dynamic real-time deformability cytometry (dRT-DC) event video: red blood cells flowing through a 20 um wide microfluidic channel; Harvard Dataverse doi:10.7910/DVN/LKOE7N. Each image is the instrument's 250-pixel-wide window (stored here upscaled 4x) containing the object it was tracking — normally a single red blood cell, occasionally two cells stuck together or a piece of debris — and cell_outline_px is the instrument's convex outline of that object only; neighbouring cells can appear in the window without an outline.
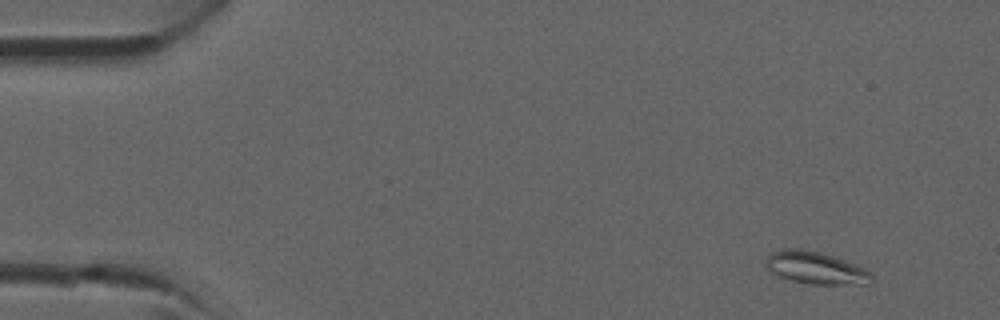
{"species": "common noctule bat (a hibernating species)", "species_latin": "Nyctalus noctula", "temperature_condition": "room temperature", "stored_images_in_passage": 40, "camera_frame_rate_fps": 3000, "um_per_image_px": 0.085, "animal": {"sex": "male", "forearm_length_mm": 52.5}, "frame": {"image": 1, "passage_image": 3, "time_ms": 0.667, "image_size_px": [1000, 320], "cell_outline_px": [[872, 280], [864, 284], [812, 284], [792, 280], [780, 276], [772, 272], [764, 264], [764, 260], [772, 252], [780, 248], [796, 248], [820, 252], [856, 264], [864, 268], [872, 276]], "centroid_in_image_um": [69.29, 22.75], "position_along_channel_um": 15.7, "area_um2": 19.71}}
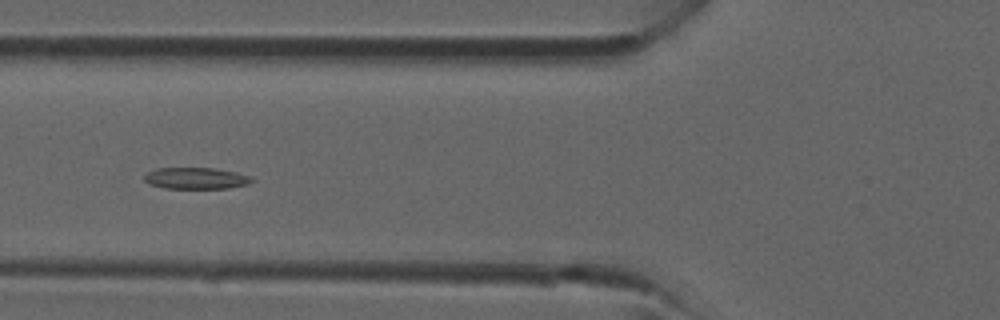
{"frame": {"image": 2, "passage_image": 15, "time_ms": 4.667, "image_size_px": [1000, 320], "cell_outline_px": [[256, 180], [248, 184], [228, 188], [164, 188], [148, 184], [144, 180], [144, 176], [148, 172], [156, 168], [216, 168], [236, 172], [252, 176]], "centroid_in_image_um": [16.69, 15.15], "position_along_channel_um": 109.1, "area_um2": 13.58}}
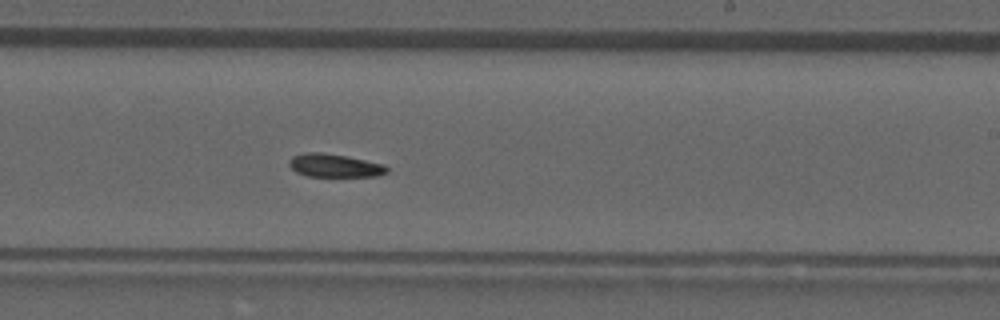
{"frame": {"image": 3, "passage_image": 24, "time_ms": 7.667, "image_size_px": [1000, 320], "cell_outline_px": [[388, 172], [376, 176], [308, 176], [296, 172], [288, 164], [288, 160], [292, 156], [304, 152], [320, 152], [348, 156], [384, 164], [388, 168]], "centroid_in_image_um": [28.42, 14.06], "position_along_channel_um": 260.6, "area_um2": 13.29}}